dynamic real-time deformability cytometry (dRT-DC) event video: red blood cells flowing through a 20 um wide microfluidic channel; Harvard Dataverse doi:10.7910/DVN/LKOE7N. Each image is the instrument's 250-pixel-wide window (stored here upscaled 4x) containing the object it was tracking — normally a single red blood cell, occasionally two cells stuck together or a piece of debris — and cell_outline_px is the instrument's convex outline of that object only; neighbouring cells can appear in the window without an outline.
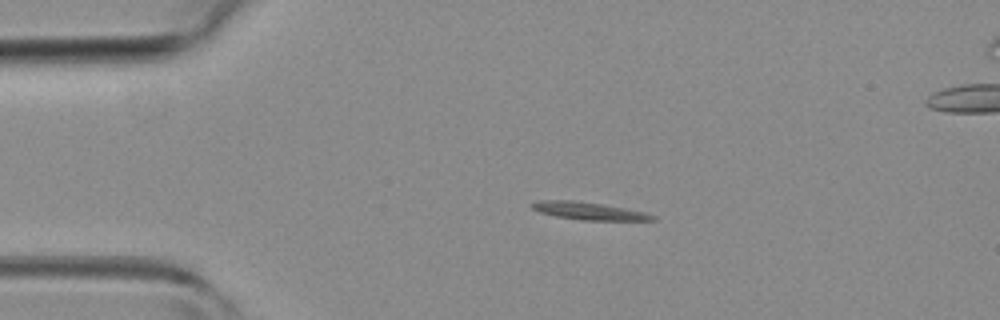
{"species": "common noctule bat (a hibernating species)", "species_latin": "Nyctalus noctula", "temperature_condition": "room temperature", "stored_images_in_passage": 4, "camera_frame_rate_fps": 3000, "um_per_image_px": 0.085, "animal": {"sex": "female", "body_mass_g": 19.3, "forearm_length_mm": 54.1}, "frame": {"image": 1, "passage_image": 2, "time_ms": 2.0, "image_size_px": [1000, 320], "cell_outline_px": [[656, 220], [580, 220], [556, 216], [540, 212], [532, 208], [528, 204], [540, 200], [572, 200], [604, 204], [644, 212], [656, 216]], "centroid_in_image_um": [50.02, 17.92], "position_along_channel_um": 35.0, "area_um2": 12.31}}